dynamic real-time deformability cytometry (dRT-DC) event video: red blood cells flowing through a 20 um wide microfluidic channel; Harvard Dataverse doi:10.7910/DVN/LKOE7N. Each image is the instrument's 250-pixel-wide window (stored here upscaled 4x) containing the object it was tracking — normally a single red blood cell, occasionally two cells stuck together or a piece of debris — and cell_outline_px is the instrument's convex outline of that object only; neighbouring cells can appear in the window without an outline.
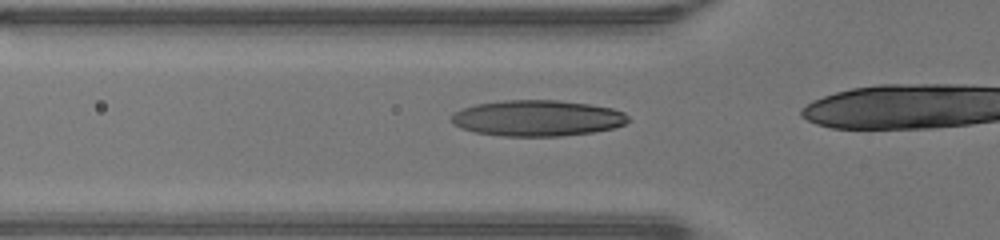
{"species": "human", "species_latin": "Homo sapiens", "temperature_condition": "warm", "stored_images_in_passage": 17, "camera_frame_rate_fps": 3000, "um_per_image_px": 0.085, "donor": {"sex": "male"}, "frame": {"image": 1, "passage_image": 12, "time_ms": 3.667, "image_size_px": [1000, 240], "cell_outline_px": [[632, 120], [616, 128], [592, 132], [560, 136], [504, 136], [476, 132], [452, 124], [452, 112], [476, 104], [504, 100], [556, 100], [588, 104], [612, 108], [624, 112]], "centroid_in_image_um": [45.71, 10.04], "position_along_channel_um": 80.1, "area_um2": 37.05}}
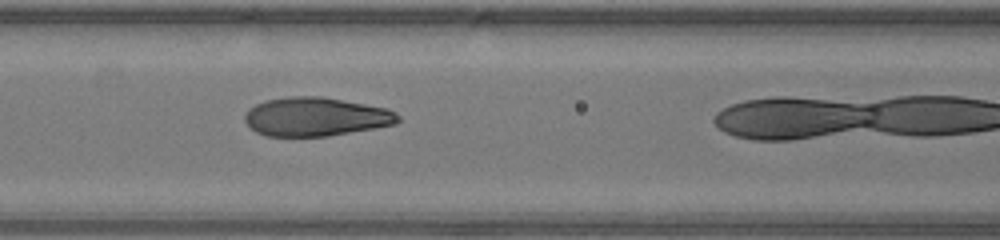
{"frame": {"image": 2, "passage_image": 16, "time_ms": 5.0, "image_size_px": [1000, 240], "cell_outline_px": [[400, 120], [396, 124], [328, 136], [268, 136], [256, 132], [244, 120], [244, 112], [248, 108], [264, 100], [288, 96], [320, 96], [364, 104], [384, 108], [396, 112], [400, 116]], "centroid_in_image_um": [26.8, 9.92], "position_along_channel_um": 139.8, "area_um2": 34.56}}